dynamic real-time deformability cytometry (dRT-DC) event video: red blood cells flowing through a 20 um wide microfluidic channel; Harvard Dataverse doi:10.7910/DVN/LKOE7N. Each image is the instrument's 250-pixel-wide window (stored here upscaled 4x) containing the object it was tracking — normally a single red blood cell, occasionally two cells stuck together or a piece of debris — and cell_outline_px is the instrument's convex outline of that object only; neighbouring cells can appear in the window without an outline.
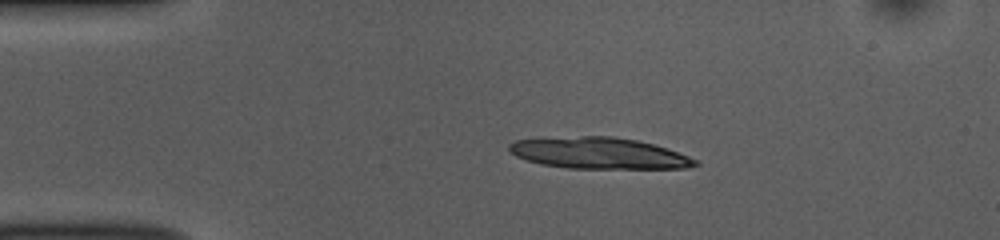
{"species": "common noctule bat (a hibernating species)", "species_latin": "Nyctalus noctula", "temperature_condition": "room temperature", "stored_images_in_passage": 30, "camera_frame_rate_fps": 3000, "um_per_image_px": 0.085, "animal": {"sex": "female", "body_mass_g": 10.0, "forearm_length_mm": 53.1}, "frame": {"image": 1, "passage_image": 9, "time_ms": 2.667, "image_size_px": [1000, 240], "cell_outline_px": [[700, 164], [688, 168], [568, 168], [540, 164], [516, 156], [508, 148], [508, 144], [516, 140], [580, 136], [612, 136], [636, 140], [668, 148], [700, 160]], "centroid_in_image_um": [50.97, 13.02], "position_along_channel_um": 34.0, "area_um2": 33.87}}